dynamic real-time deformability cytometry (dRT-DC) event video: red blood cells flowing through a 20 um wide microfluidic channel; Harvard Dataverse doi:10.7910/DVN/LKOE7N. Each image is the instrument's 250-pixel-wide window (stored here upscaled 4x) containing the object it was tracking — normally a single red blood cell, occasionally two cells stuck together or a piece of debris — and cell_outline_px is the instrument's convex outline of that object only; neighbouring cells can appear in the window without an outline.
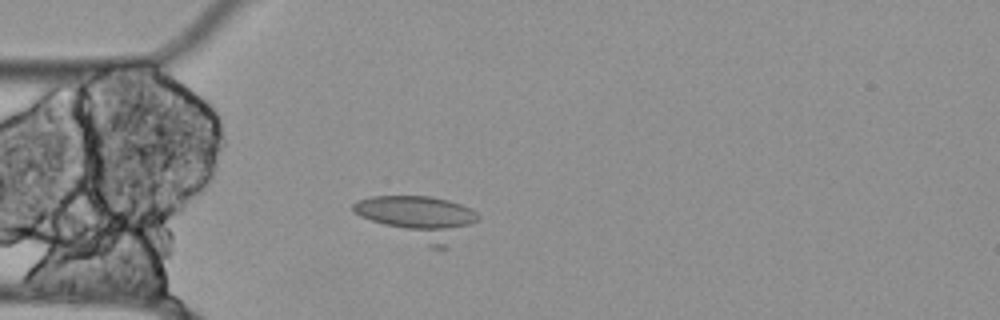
{"species": "Egyptian fruit bat (a non-hibernating species)", "species_latin": "Rousettus aegyptiacus", "temperature_condition": "cold", "stored_images_in_passage": 23, "camera_frame_rate_fps": 3000, "um_per_image_px": 0.085, "animal": {"sex": "female"}, "frame": {"image": 1, "passage_image": 11, "time_ms": 3.333, "image_size_px": [1000, 320], "cell_outline_px": [[480, 216], [448, 248], [428, 248], [360, 216], [352, 208], [352, 204], [360, 200], [372, 196], [432, 196], [448, 200], [460, 204], [476, 212]], "centroid_in_image_um": [35.6, 18.52], "position_along_channel_um": 49.4, "area_um2": 31.27}}
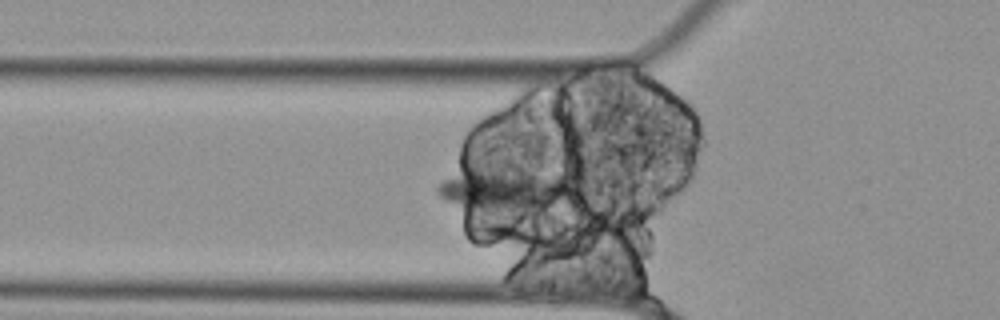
{"frame": {"image": 2, "passage_image": 14, "time_ms": 4.333, "image_size_px": [1000, 320], "cell_outline_px": [[572, 196], [552, 204], [528, 208], [464, 208], [444, 200], [436, 192], [436, 188], [444, 180], [480, 164], [528, 172], [568, 184], [572, 192]], "centroid_in_image_um": [42.62, 16.06], "position_along_channel_um": 83.2, "area_um2": 31.1}}
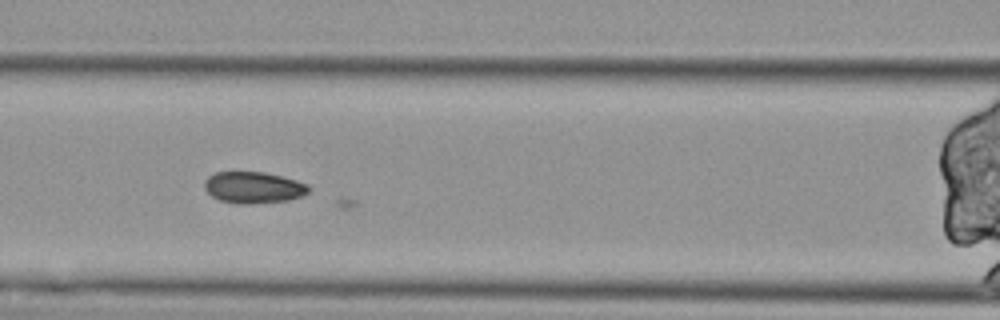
{"frame": {"image": 3, "passage_image": 19, "time_ms": 6.0, "image_size_px": [1000, 320], "cell_outline_px": [[308, 192], [300, 196], [288, 200], [248, 204], [236, 204], [220, 200], [212, 196], [204, 188], [204, 180], [208, 176], [216, 172], [264, 172], [296, 180], [308, 184]], "centroid_in_image_um": [21.5, 15.93], "position_along_channel_um": 145.1, "area_um2": 19.02}}